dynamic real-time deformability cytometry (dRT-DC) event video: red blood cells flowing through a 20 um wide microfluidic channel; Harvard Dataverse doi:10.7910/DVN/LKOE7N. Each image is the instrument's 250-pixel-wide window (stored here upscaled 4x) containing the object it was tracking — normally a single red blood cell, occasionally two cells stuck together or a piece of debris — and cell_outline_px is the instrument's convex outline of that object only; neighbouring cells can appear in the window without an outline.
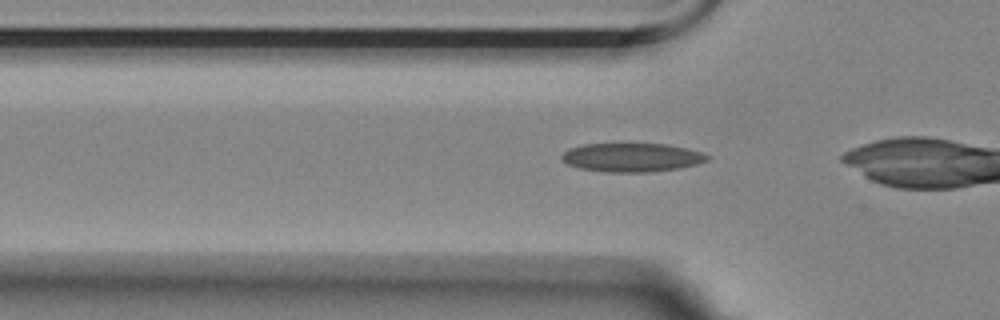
{"species": "Egyptian fruit bat (a non-hibernating species)", "species_latin": "Rousettus aegyptiacus", "temperature_condition": "room temperature", "stored_images_in_passage": 19, "camera_frame_rate_fps": 3000, "um_per_image_px": 0.085, "animal": {"sex": "female"}, "frame": {"image": 1, "passage_image": 13, "time_ms": 4.0, "image_size_px": [1000, 320], "cell_outline_px": [[712, 156], [708, 160], [696, 164], [680, 168], [652, 172], [608, 172], [580, 168], [568, 164], [560, 156], [568, 148], [584, 144], [668, 144], [700, 152]], "centroid_in_image_um": [53.71, 13.38], "position_along_channel_um": 72.1, "area_um2": 24.28}}
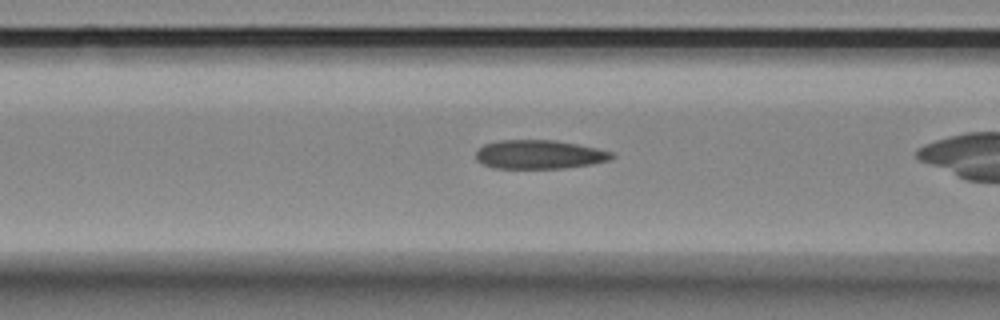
{"frame": {"image": 2, "passage_image": 17, "time_ms": 5.333, "image_size_px": [1000, 320], "cell_outline_px": [[616, 156], [608, 160], [588, 164], [564, 168], [496, 168], [484, 164], [476, 160], [476, 152], [484, 144], [500, 140], [556, 140], [596, 148], [612, 152]], "centroid_in_image_um": [45.82, 13.12], "position_along_channel_um": 120.8, "area_um2": 22.6}}